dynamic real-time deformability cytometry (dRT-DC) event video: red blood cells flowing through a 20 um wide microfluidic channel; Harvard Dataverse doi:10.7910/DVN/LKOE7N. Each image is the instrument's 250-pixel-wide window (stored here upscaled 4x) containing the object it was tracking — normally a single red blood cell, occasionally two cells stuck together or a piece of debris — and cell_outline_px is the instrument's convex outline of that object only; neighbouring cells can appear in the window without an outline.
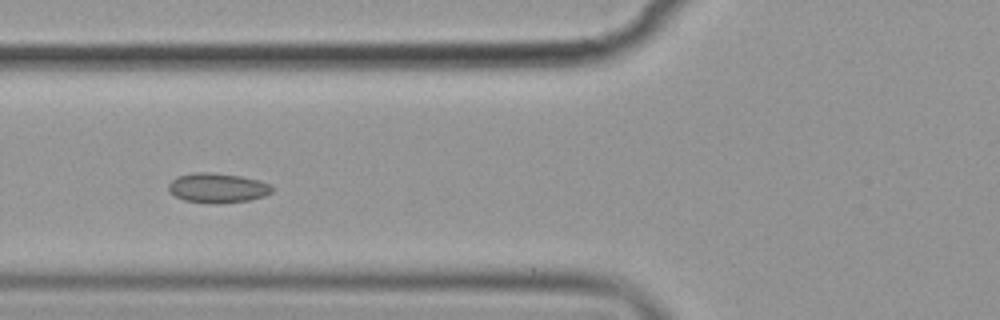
{"species": "common noctule bat (a hibernating species)", "species_latin": "Nyctalus noctula", "temperature_condition": "cold", "stored_images_in_passage": 7, "camera_frame_rate_fps": 3000, "um_per_image_px": 0.085, "animal": {"sex": "female", "body_mass_g": 19.9}, "frame": {"image": 1, "passage_image": 5, "time_ms": 4.667, "image_size_px": [1000, 320], "cell_outline_px": [[272, 192], [264, 196], [248, 200], [184, 200], [176, 196], [168, 188], [168, 184], [176, 176], [192, 172], [208, 172], [240, 176], [260, 180], [272, 184]], "centroid_in_image_um": [18.51, 15.9], "position_along_channel_um": 107.3, "area_um2": 16.99}}
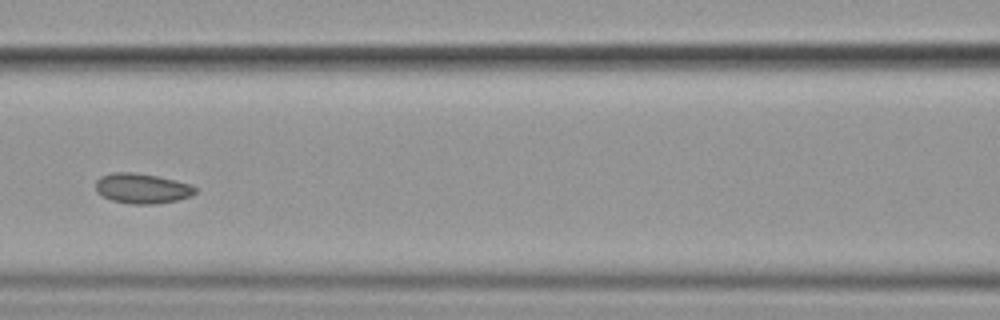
{"frame": {"image": 2, "passage_image": 6, "time_ms": 6.0, "image_size_px": [1000, 320], "cell_outline_px": [[200, 188], [192, 196], [176, 200], [156, 204], [132, 204], [112, 200], [96, 192], [96, 180], [100, 176], [112, 172], [132, 172], [156, 176], [176, 180], [192, 184]], "centroid_in_image_um": [12.12, 16.01], "position_along_channel_um": 154.5, "area_um2": 17.63}}
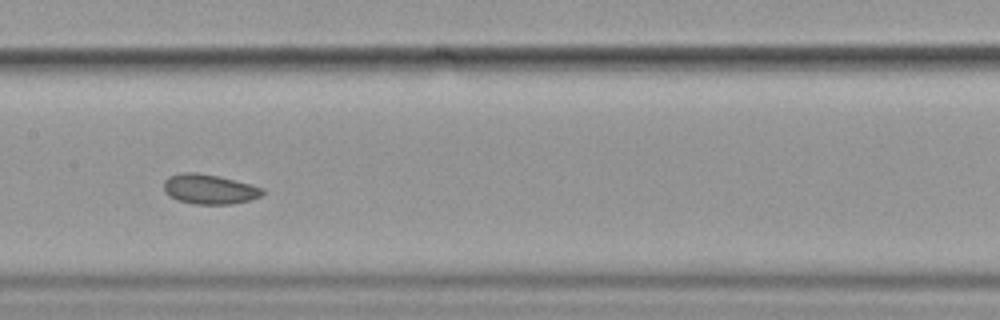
{"frame": {"image": 3, "passage_image": 7, "time_ms": 7.0, "image_size_px": [1000, 320], "cell_outline_px": [[264, 192], [260, 196], [248, 200], [232, 204], [196, 204], [176, 200], [168, 196], [164, 192], [164, 180], [168, 176], [180, 172], [196, 172], [220, 176], [252, 184], [264, 188]], "centroid_in_image_um": [17.76, 16.06], "position_along_channel_um": 189.6, "area_um2": 17.4}}